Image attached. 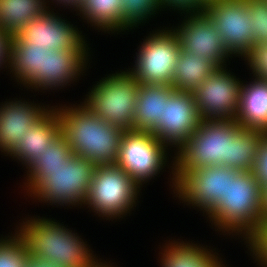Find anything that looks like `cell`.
Returning <instances> with one entry per match:
<instances>
[{"label": "cell", "instance_id": "6da1fadb", "mask_svg": "<svg viewBox=\"0 0 267 267\" xmlns=\"http://www.w3.org/2000/svg\"><path fill=\"white\" fill-rule=\"evenodd\" d=\"M266 132L243 128L236 120L205 119L172 159L174 179L205 166H226L252 171Z\"/></svg>", "mask_w": 267, "mask_h": 267}, {"label": "cell", "instance_id": "7a4b0ae2", "mask_svg": "<svg viewBox=\"0 0 267 267\" xmlns=\"http://www.w3.org/2000/svg\"><path fill=\"white\" fill-rule=\"evenodd\" d=\"M262 193L252 171L238 170L228 177L226 194L204 216L217 228L215 231L243 237L247 247L264 229Z\"/></svg>", "mask_w": 267, "mask_h": 267}, {"label": "cell", "instance_id": "3957f363", "mask_svg": "<svg viewBox=\"0 0 267 267\" xmlns=\"http://www.w3.org/2000/svg\"><path fill=\"white\" fill-rule=\"evenodd\" d=\"M61 134L74 155L96 166L115 165L124 130L97 117L83 102L56 105Z\"/></svg>", "mask_w": 267, "mask_h": 267}, {"label": "cell", "instance_id": "277c9868", "mask_svg": "<svg viewBox=\"0 0 267 267\" xmlns=\"http://www.w3.org/2000/svg\"><path fill=\"white\" fill-rule=\"evenodd\" d=\"M23 219L15 231L29 256L57 267H90L98 260L81 236L64 224L39 216Z\"/></svg>", "mask_w": 267, "mask_h": 267}, {"label": "cell", "instance_id": "5b68a950", "mask_svg": "<svg viewBox=\"0 0 267 267\" xmlns=\"http://www.w3.org/2000/svg\"><path fill=\"white\" fill-rule=\"evenodd\" d=\"M95 169L91 160L73 155L67 164L44 170L25 190L40 203L81 208L89 194Z\"/></svg>", "mask_w": 267, "mask_h": 267}, {"label": "cell", "instance_id": "8992f818", "mask_svg": "<svg viewBox=\"0 0 267 267\" xmlns=\"http://www.w3.org/2000/svg\"><path fill=\"white\" fill-rule=\"evenodd\" d=\"M141 188L117 165L96 166L84 206L106 221L119 220L137 206Z\"/></svg>", "mask_w": 267, "mask_h": 267}, {"label": "cell", "instance_id": "52a82bcc", "mask_svg": "<svg viewBox=\"0 0 267 267\" xmlns=\"http://www.w3.org/2000/svg\"><path fill=\"white\" fill-rule=\"evenodd\" d=\"M139 85L127 70H120L97 81L83 104L110 125L131 131Z\"/></svg>", "mask_w": 267, "mask_h": 267}, {"label": "cell", "instance_id": "ba28073f", "mask_svg": "<svg viewBox=\"0 0 267 267\" xmlns=\"http://www.w3.org/2000/svg\"><path fill=\"white\" fill-rule=\"evenodd\" d=\"M168 147L161 143L151 132L125 131L119 148L115 165L124 169L141 187L152 178L154 179L165 166L172 170L171 188H176L174 179V161L169 166ZM168 158V159H167ZM167 164V165H166Z\"/></svg>", "mask_w": 267, "mask_h": 267}, {"label": "cell", "instance_id": "9c48e42d", "mask_svg": "<svg viewBox=\"0 0 267 267\" xmlns=\"http://www.w3.org/2000/svg\"><path fill=\"white\" fill-rule=\"evenodd\" d=\"M150 34V35H149ZM144 38L135 64L126 70L139 84L171 85L181 47L172 29H156Z\"/></svg>", "mask_w": 267, "mask_h": 267}, {"label": "cell", "instance_id": "30bf717a", "mask_svg": "<svg viewBox=\"0 0 267 267\" xmlns=\"http://www.w3.org/2000/svg\"><path fill=\"white\" fill-rule=\"evenodd\" d=\"M226 69L216 68L193 91L201 120L236 119L243 81Z\"/></svg>", "mask_w": 267, "mask_h": 267}, {"label": "cell", "instance_id": "8fae6325", "mask_svg": "<svg viewBox=\"0 0 267 267\" xmlns=\"http://www.w3.org/2000/svg\"><path fill=\"white\" fill-rule=\"evenodd\" d=\"M237 171L221 165L189 170L176 181L174 197L207 215L226 194L228 177Z\"/></svg>", "mask_w": 267, "mask_h": 267}, {"label": "cell", "instance_id": "7c38bea8", "mask_svg": "<svg viewBox=\"0 0 267 267\" xmlns=\"http://www.w3.org/2000/svg\"><path fill=\"white\" fill-rule=\"evenodd\" d=\"M203 11L218 29L232 58L242 59L254 46L250 30L253 22L249 20L245 0H209Z\"/></svg>", "mask_w": 267, "mask_h": 267}, {"label": "cell", "instance_id": "4fadbf2b", "mask_svg": "<svg viewBox=\"0 0 267 267\" xmlns=\"http://www.w3.org/2000/svg\"><path fill=\"white\" fill-rule=\"evenodd\" d=\"M70 23L54 11L47 10L16 34L31 47H46L47 50L59 51H90L85 35Z\"/></svg>", "mask_w": 267, "mask_h": 267}, {"label": "cell", "instance_id": "5bb4252c", "mask_svg": "<svg viewBox=\"0 0 267 267\" xmlns=\"http://www.w3.org/2000/svg\"><path fill=\"white\" fill-rule=\"evenodd\" d=\"M183 22L171 27L182 51L211 60L217 67L227 66L230 53L224 47L219 31L204 12L184 13Z\"/></svg>", "mask_w": 267, "mask_h": 267}, {"label": "cell", "instance_id": "9a60e30c", "mask_svg": "<svg viewBox=\"0 0 267 267\" xmlns=\"http://www.w3.org/2000/svg\"><path fill=\"white\" fill-rule=\"evenodd\" d=\"M200 122L193 92L176 90L164 103L162 121L151 133L169 149L175 147L177 150L190 138Z\"/></svg>", "mask_w": 267, "mask_h": 267}, {"label": "cell", "instance_id": "2e32d148", "mask_svg": "<svg viewBox=\"0 0 267 267\" xmlns=\"http://www.w3.org/2000/svg\"><path fill=\"white\" fill-rule=\"evenodd\" d=\"M0 151L8 156L23 139V134L39 121L51 108L16 98L0 104Z\"/></svg>", "mask_w": 267, "mask_h": 267}, {"label": "cell", "instance_id": "e0dca14e", "mask_svg": "<svg viewBox=\"0 0 267 267\" xmlns=\"http://www.w3.org/2000/svg\"><path fill=\"white\" fill-rule=\"evenodd\" d=\"M89 51L48 50L45 55L44 73L27 89L57 90L76 81L88 66ZM70 83V84H69ZM40 89V90H39ZM49 89V90H48Z\"/></svg>", "mask_w": 267, "mask_h": 267}, {"label": "cell", "instance_id": "ac0fdd59", "mask_svg": "<svg viewBox=\"0 0 267 267\" xmlns=\"http://www.w3.org/2000/svg\"><path fill=\"white\" fill-rule=\"evenodd\" d=\"M61 134V125L56 106L52 108L23 134L16 148L8 155L21 162L26 169Z\"/></svg>", "mask_w": 267, "mask_h": 267}, {"label": "cell", "instance_id": "d6986e66", "mask_svg": "<svg viewBox=\"0 0 267 267\" xmlns=\"http://www.w3.org/2000/svg\"><path fill=\"white\" fill-rule=\"evenodd\" d=\"M176 89L171 85L140 84L135 104L133 130L152 132L162 121L164 103Z\"/></svg>", "mask_w": 267, "mask_h": 267}, {"label": "cell", "instance_id": "ffe728a7", "mask_svg": "<svg viewBox=\"0 0 267 267\" xmlns=\"http://www.w3.org/2000/svg\"><path fill=\"white\" fill-rule=\"evenodd\" d=\"M46 47H31L17 34L11 35L9 46L8 69L17 84L28 88L42 73H44ZM16 77V78H15Z\"/></svg>", "mask_w": 267, "mask_h": 267}, {"label": "cell", "instance_id": "44dd1931", "mask_svg": "<svg viewBox=\"0 0 267 267\" xmlns=\"http://www.w3.org/2000/svg\"><path fill=\"white\" fill-rule=\"evenodd\" d=\"M168 243V244H167ZM161 249V267H226L219 254L191 241H168ZM218 255V256H217Z\"/></svg>", "mask_w": 267, "mask_h": 267}, {"label": "cell", "instance_id": "7402d4cb", "mask_svg": "<svg viewBox=\"0 0 267 267\" xmlns=\"http://www.w3.org/2000/svg\"><path fill=\"white\" fill-rule=\"evenodd\" d=\"M243 128L267 133V80L252 78L242 83L235 119Z\"/></svg>", "mask_w": 267, "mask_h": 267}, {"label": "cell", "instance_id": "603a6c76", "mask_svg": "<svg viewBox=\"0 0 267 267\" xmlns=\"http://www.w3.org/2000/svg\"><path fill=\"white\" fill-rule=\"evenodd\" d=\"M48 0H0V30L11 35L16 34L34 18L51 10ZM47 5V6H46Z\"/></svg>", "mask_w": 267, "mask_h": 267}, {"label": "cell", "instance_id": "cb8c5ba5", "mask_svg": "<svg viewBox=\"0 0 267 267\" xmlns=\"http://www.w3.org/2000/svg\"><path fill=\"white\" fill-rule=\"evenodd\" d=\"M216 68L218 67L211 60L181 50L172 86L178 91L193 92Z\"/></svg>", "mask_w": 267, "mask_h": 267}, {"label": "cell", "instance_id": "d4e9b609", "mask_svg": "<svg viewBox=\"0 0 267 267\" xmlns=\"http://www.w3.org/2000/svg\"><path fill=\"white\" fill-rule=\"evenodd\" d=\"M122 0H83L76 13L98 32H121ZM100 30V31H99Z\"/></svg>", "mask_w": 267, "mask_h": 267}, {"label": "cell", "instance_id": "484cf974", "mask_svg": "<svg viewBox=\"0 0 267 267\" xmlns=\"http://www.w3.org/2000/svg\"><path fill=\"white\" fill-rule=\"evenodd\" d=\"M74 155L70 149V145L62 134H60L52 143L46 148L44 153H41L37 160H35L27 168V178L25 188H27L44 170L56 169L63 164H67L68 160Z\"/></svg>", "mask_w": 267, "mask_h": 267}, {"label": "cell", "instance_id": "4316f807", "mask_svg": "<svg viewBox=\"0 0 267 267\" xmlns=\"http://www.w3.org/2000/svg\"><path fill=\"white\" fill-rule=\"evenodd\" d=\"M161 10L159 0H122L121 31L126 32L146 23Z\"/></svg>", "mask_w": 267, "mask_h": 267}, {"label": "cell", "instance_id": "83f0119b", "mask_svg": "<svg viewBox=\"0 0 267 267\" xmlns=\"http://www.w3.org/2000/svg\"><path fill=\"white\" fill-rule=\"evenodd\" d=\"M14 233L0 238V267L26 266L27 248L16 232Z\"/></svg>", "mask_w": 267, "mask_h": 267}, {"label": "cell", "instance_id": "f1b7e54d", "mask_svg": "<svg viewBox=\"0 0 267 267\" xmlns=\"http://www.w3.org/2000/svg\"><path fill=\"white\" fill-rule=\"evenodd\" d=\"M249 20L253 22L251 30L254 45L267 42V0H245Z\"/></svg>", "mask_w": 267, "mask_h": 267}, {"label": "cell", "instance_id": "f546056e", "mask_svg": "<svg viewBox=\"0 0 267 267\" xmlns=\"http://www.w3.org/2000/svg\"><path fill=\"white\" fill-rule=\"evenodd\" d=\"M243 60L250 66L255 79L267 80V42L254 45Z\"/></svg>", "mask_w": 267, "mask_h": 267}, {"label": "cell", "instance_id": "4dcf8cb0", "mask_svg": "<svg viewBox=\"0 0 267 267\" xmlns=\"http://www.w3.org/2000/svg\"><path fill=\"white\" fill-rule=\"evenodd\" d=\"M252 172L262 188L267 186V133L261 139Z\"/></svg>", "mask_w": 267, "mask_h": 267}, {"label": "cell", "instance_id": "1f68e13d", "mask_svg": "<svg viewBox=\"0 0 267 267\" xmlns=\"http://www.w3.org/2000/svg\"><path fill=\"white\" fill-rule=\"evenodd\" d=\"M250 256L259 267H267V224L261 233L248 245ZM252 253V254H251Z\"/></svg>", "mask_w": 267, "mask_h": 267}, {"label": "cell", "instance_id": "d6a6232c", "mask_svg": "<svg viewBox=\"0 0 267 267\" xmlns=\"http://www.w3.org/2000/svg\"><path fill=\"white\" fill-rule=\"evenodd\" d=\"M160 5L165 10L166 8L173 11H178L177 13H191V12H201L206 6L205 0H159Z\"/></svg>", "mask_w": 267, "mask_h": 267}, {"label": "cell", "instance_id": "836d02e7", "mask_svg": "<svg viewBox=\"0 0 267 267\" xmlns=\"http://www.w3.org/2000/svg\"><path fill=\"white\" fill-rule=\"evenodd\" d=\"M11 43V36L0 30V68L7 67L9 61V46ZM3 65V66H2Z\"/></svg>", "mask_w": 267, "mask_h": 267}, {"label": "cell", "instance_id": "e575fe53", "mask_svg": "<svg viewBox=\"0 0 267 267\" xmlns=\"http://www.w3.org/2000/svg\"><path fill=\"white\" fill-rule=\"evenodd\" d=\"M51 2L50 3H53L55 1V4L57 3V6L59 4V6H66V9L67 7L71 10H74V11H78V9L80 8V6L82 5V2L83 0H50ZM70 6V7H69Z\"/></svg>", "mask_w": 267, "mask_h": 267}, {"label": "cell", "instance_id": "d590c367", "mask_svg": "<svg viewBox=\"0 0 267 267\" xmlns=\"http://www.w3.org/2000/svg\"><path fill=\"white\" fill-rule=\"evenodd\" d=\"M25 267H57L52 263L47 261L40 260L33 256H27L26 266Z\"/></svg>", "mask_w": 267, "mask_h": 267}, {"label": "cell", "instance_id": "8d00e7d4", "mask_svg": "<svg viewBox=\"0 0 267 267\" xmlns=\"http://www.w3.org/2000/svg\"><path fill=\"white\" fill-rule=\"evenodd\" d=\"M262 207H263V217H264V225H265L267 224V186L263 188Z\"/></svg>", "mask_w": 267, "mask_h": 267}, {"label": "cell", "instance_id": "74e56055", "mask_svg": "<svg viewBox=\"0 0 267 267\" xmlns=\"http://www.w3.org/2000/svg\"><path fill=\"white\" fill-rule=\"evenodd\" d=\"M104 260L101 262V260H97L92 266L90 267H114L112 264L113 263H110L108 264V262L106 263V261L104 262Z\"/></svg>", "mask_w": 267, "mask_h": 267}]
</instances>
